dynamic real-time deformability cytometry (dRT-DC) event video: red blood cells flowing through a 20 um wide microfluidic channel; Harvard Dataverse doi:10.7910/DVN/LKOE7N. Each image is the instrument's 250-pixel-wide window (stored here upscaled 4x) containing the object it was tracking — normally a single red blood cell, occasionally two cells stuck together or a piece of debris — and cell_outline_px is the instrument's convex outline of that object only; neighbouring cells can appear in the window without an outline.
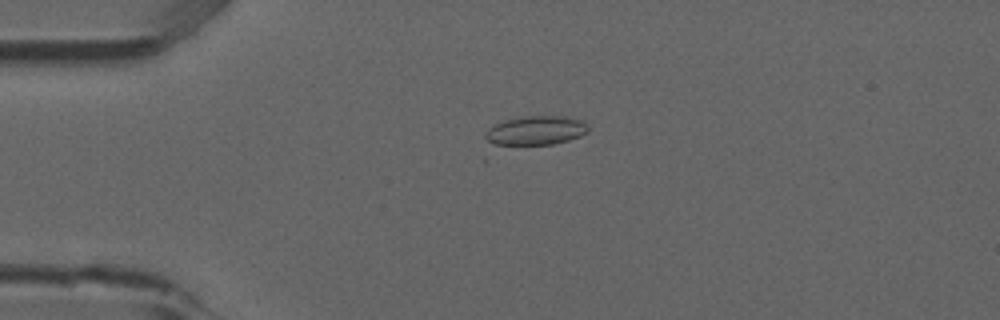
{"species": "common noctule bat (a hibernating species)", "species_latin": "Nyctalus noctula", "temperature_condition": "room temperature", "stored_images_in_passage": 53, "camera_frame_rate_fps": 3000, "um_per_image_px": 0.085, "animal": {"sex": "male", "forearm_length_mm": 52.5}, "frame": {"image": 1, "passage_image": 13, "time_ms": 4.0, "image_size_px": [1000, 320], "cell_outline_px": [[588, 132], [580, 136], [568, 140], [552, 144], [496, 144], [488, 140], [484, 136], [484, 132], [488, 128], [496, 124], [508, 120], [528, 116], [564, 116], [580, 120], [588, 128]], "centroid_in_image_um": [45.55, 11.09], "position_along_channel_um": 39.4, "area_um2": 16.94}}
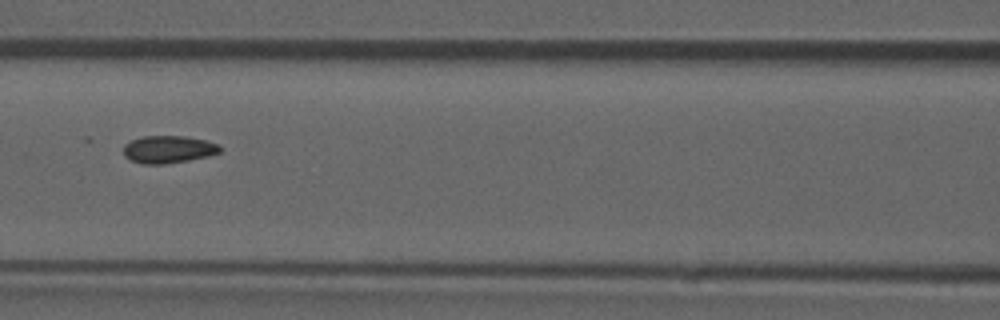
{"frame": {"image": 2, "passage_image": 24, "time_ms": 7.667, "image_size_px": [1000, 320], "cell_outline_px": [[220, 152], [208, 156], [188, 160], [164, 164], [144, 164], [132, 160], [124, 156], [124, 144], [132, 140], [144, 136], [184, 136], [204, 140], [220, 144]], "centroid_in_image_um": [14.31, 12.69], "position_along_channel_um": 152.3, "area_um2": 15.32}}
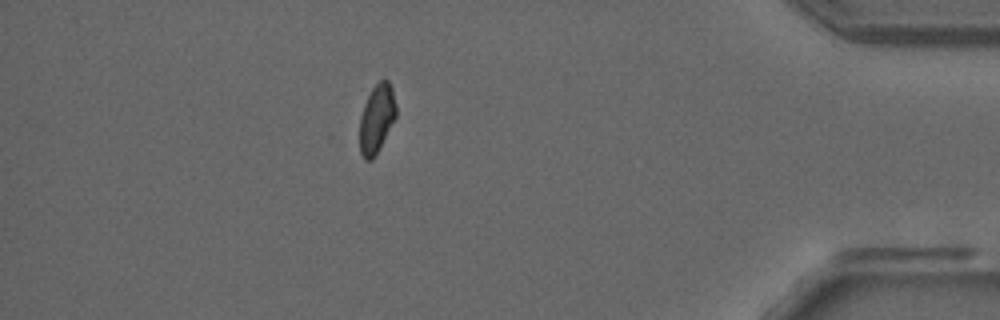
{"frame": {"image": 3, "passage_image": 47, "time_ms": 15.333, "image_size_px": [1000, 320], "cell_outline_px": [[396, 116], [376, 156], [372, 160], [364, 160], [360, 152], [360, 116], [364, 104], [372, 88], [380, 80], [388, 80], [392, 88], [396, 104]], "centroid_in_image_um": [32.02, 10.11], "position_along_channel_um": 403.2, "area_um2": 14.57}}